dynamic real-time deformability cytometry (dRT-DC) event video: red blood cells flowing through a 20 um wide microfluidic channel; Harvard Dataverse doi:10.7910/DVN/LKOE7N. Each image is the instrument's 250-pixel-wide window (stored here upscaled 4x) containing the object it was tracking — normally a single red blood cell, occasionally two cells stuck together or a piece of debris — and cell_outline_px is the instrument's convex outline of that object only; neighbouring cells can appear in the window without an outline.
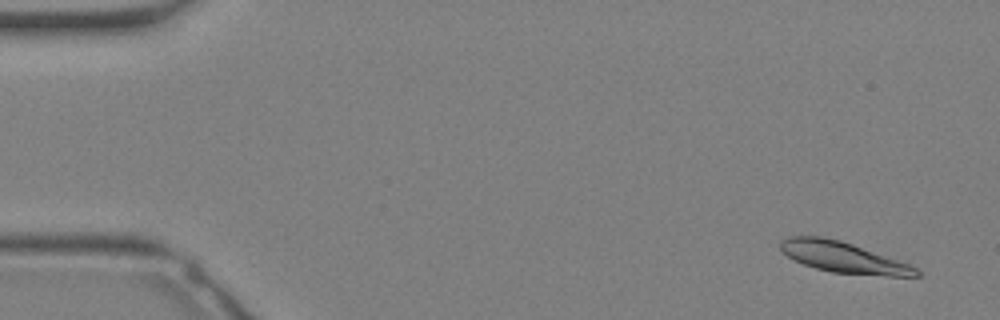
{"species": "Egyptian fruit bat (a non-hibernating species)", "species_latin": "Rousettus aegyptiacus", "temperature_condition": "warm", "stored_images_in_passage": 32, "camera_frame_rate_fps": 3000, "um_per_image_px": 0.085, "animal": {"sex": "female"}, "frame": {"image": 1, "passage_image": 1, "time_ms": 0.0, "image_size_px": [1000, 320], "cell_outline_px": [[920, 276], [888, 276], [832, 272], [816, 268], [804, 264], [780, 252], [780, 240], [788, 236], [820, 236], [840, 240], [852, 244], [908, 264], [916, 268], [920, 272]], "centroid_in_image_um": [71.62, 21.86], "position_along_channel_um": 13.4, "area_um2": 24.04}}
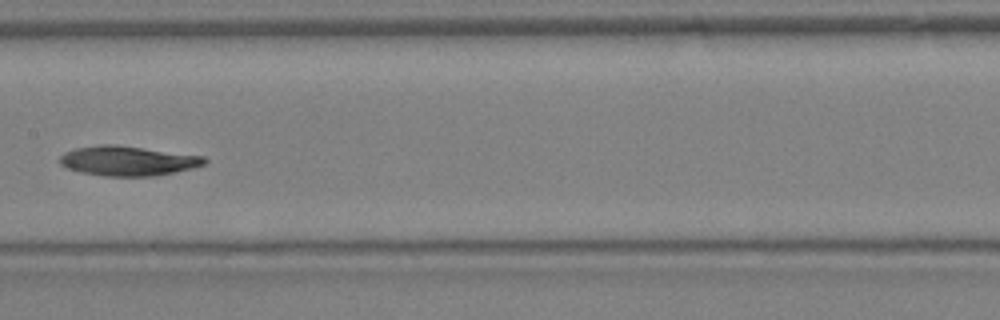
{"frame": {"image": 2, "passage_image": 16, "time_ms": 5.0, "image_size_px": [1000, 320], "cell_outline_px": [[208, 160], [204, 164], [192, 168], [156, 176], [104, 176], [80, 172], [68, 168], [60, 164], [60, 156], [64, 152], [76, 148], [100, 144], [116, 144], [204, 156]], "centroid_in_image_um": [10.86, 13.67], "position_along_channel_um": 196.5, "area_um2": 25.09}}
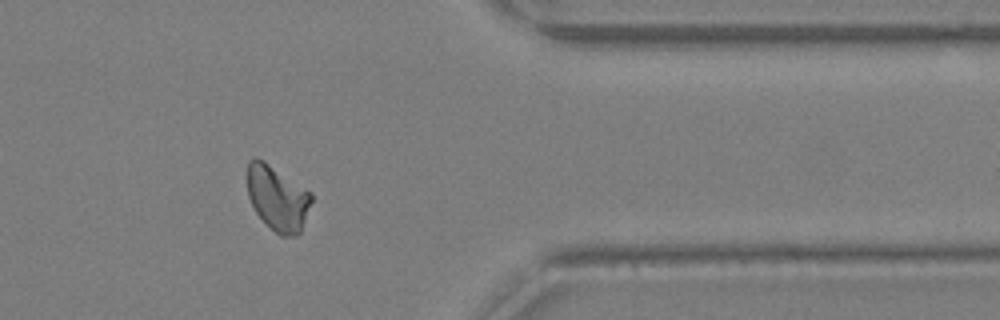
{"frame": {"image": 3, "passage_image": 26, "time_ms": 8.333, "image_size_px": [1000, 320], "cell_outline_px": [[312, 200], [300, 232], [296, 236], [280, 236], [256, 212], [248, 196], [248, 160], [256, 156], [264, 160], [312, 192]], "centroid_in_image_um": [23.6, 16.81], "position_along_channel_um": 387.8, "area_um2": 24.1}}